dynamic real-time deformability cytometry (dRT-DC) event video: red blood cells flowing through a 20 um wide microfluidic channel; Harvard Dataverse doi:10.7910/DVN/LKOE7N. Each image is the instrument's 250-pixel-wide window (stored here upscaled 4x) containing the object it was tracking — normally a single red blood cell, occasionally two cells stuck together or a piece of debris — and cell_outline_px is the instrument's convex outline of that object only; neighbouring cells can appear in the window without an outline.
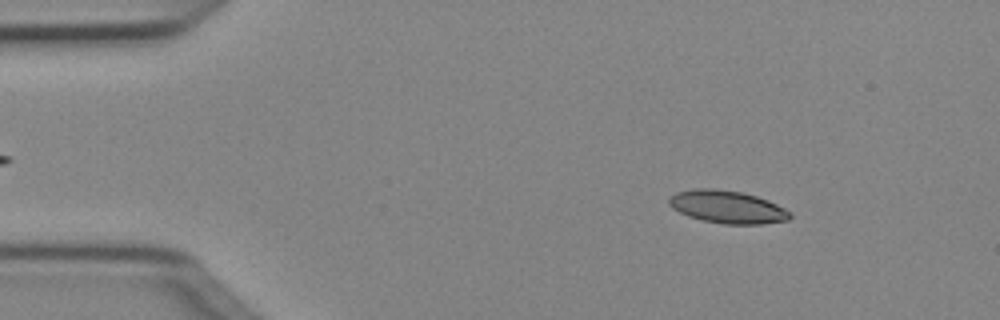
{"species": "Egyptian fruit bat (a non-hibernating species)", "species_latin": "Rousettus aegyptiacus", "temperature_condition": "cold", "stored_images_in_passage": 3, "camera_frame_rate_fps": 3000, "um_per_image_px": 0.085, "animal": {"sex": "female"}, "frame": {"image": 1, "passage_image": 1, "time_ms": 0.0, "image_size_px": [1000, 320], "cell_outline_px": [[792, 216], [788, 220], [764, 224], [724, 224], [704, 220], [688, 216], [672, 208], [668, 204], [668, 196], [676, 192], [692, 188], [716, 188], [744, 192], [768, 200], [792, 212]], "centroid_in_image_um": [61.81, 17.57], "position_along_channel_um": 23.2, "area_um2": 23.35}}